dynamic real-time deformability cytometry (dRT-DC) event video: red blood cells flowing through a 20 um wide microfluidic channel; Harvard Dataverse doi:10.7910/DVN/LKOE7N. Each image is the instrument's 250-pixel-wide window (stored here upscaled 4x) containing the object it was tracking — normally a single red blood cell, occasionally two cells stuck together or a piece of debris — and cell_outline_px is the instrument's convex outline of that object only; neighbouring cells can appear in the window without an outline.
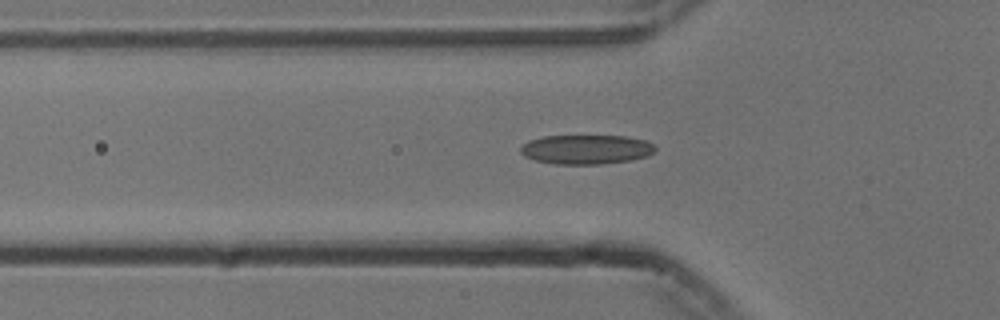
{"species": "common noctule bat (a hibernating species)", "species_latin": "Nyctalus noctula", "temperature_condition": "cold", "stored_images_in_passage": 36, "camera_frame_rate_fps": 3000, "um_per_image_px": 0.085, "animal": {"sex": "male", "body_mass_g": 13.3}, "frame": {"image": 1, "passage_image": 4, "time_ms": 1.0, "image_size_px": [1000, 320], "cell_outline_px": [[656, 152], [648, 156], [628, 160], [600, 164], [556, 164], [536, 160], [524, 156], [520, 152], [520, 148], [528, 140], [544, 136], [624, 136], [644, 140], [652, 144], [656, 148]], "centroid_in_image_um": [49.82, 12.7], "position_along_channel_um": 76.0, "area_um2": 22.95}}
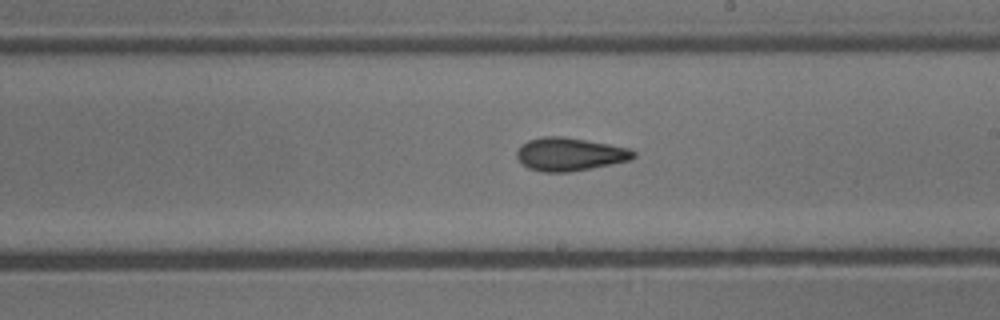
{"frame": {"image": 2, "passage_image": 17, "time_ms": 5.333, "image_size_px": [1000, 320], "cell_outline_px": [[636, 156], [632, 160], [568, 172], [544, 172], [528, 168], [516, 156], [516, 152], [528, 140], [544, 136], [564, 136], [632, 148], [636, 152]], "centroid_in_image_um": [48.48, 13.1], "position_along_channel_um": 240.5, "area_um2": 22.48}}
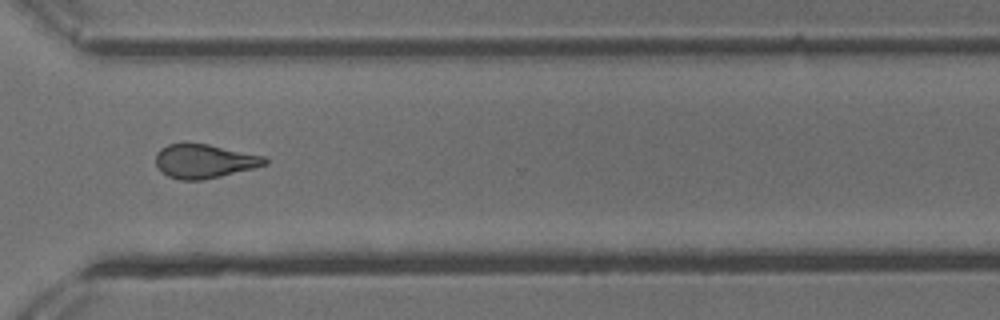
{"frame": {"image": 3, "passage_image": 26, "time_ms": 8.333, "image_size_px": [1000, 320], "cell_outline_px": [[268, 164], [204, 180], [180, 180], [168, 176], [156, 164], [156, 152], [160, 148], [168, 144], [184, 140], [208, 144], [264, 156], [268, 160]], "centroid_in_image_um": [17.32, 13.66], "position_along_channel_um": 353.3, "area_um2": 21.85}, "authors_computed_cell_mechanics": {"area_um2": 21.5016, "velocity_mm_per_s": 3.7672, "shape_relaxation_time_tau1_ms": 9.5701, "shape_relaxation_time_tau2_ms": 3.3084, "deformation_change_tau1": 0.1998, "deformation_change_tau2": 0.1024}}